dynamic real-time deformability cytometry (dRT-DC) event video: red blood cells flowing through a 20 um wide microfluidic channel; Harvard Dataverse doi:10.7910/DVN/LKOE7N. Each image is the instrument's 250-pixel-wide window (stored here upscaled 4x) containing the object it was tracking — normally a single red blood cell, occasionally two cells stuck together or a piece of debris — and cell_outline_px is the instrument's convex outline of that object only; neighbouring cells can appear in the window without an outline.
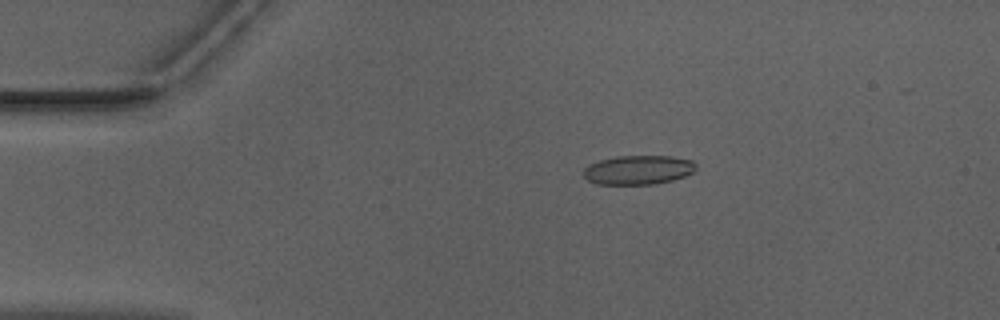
{"species": "Egyptian fruit bat (a non-hibernating species)", "species_latin": "Rousettus aegyptiacus", "temperature_condition": "warm", "stored_images_in_passage": 40, "camera_frame_rate_fps": 3000, "um_per_image_px": 0.085, "animal": {"sex": "male"}, "frame": {"image": 1, "passage_image": 1, "time_ms": 0.0, "image_size_px": [1000, 320], "cell_outline_px": [[696, 168], [692, 172], [684, 176], [672, 180], [652, 184], [596, 184], [588, 180], [584, 176], [584, 168], [588, 164], [600, 160], [616, 156], [672, 156], [692, 160], [696, 164]], "centroid_in_image_um": [54.24, 14.43], "position_along_channel_um": 30.8, "area_um2": 19.07}}
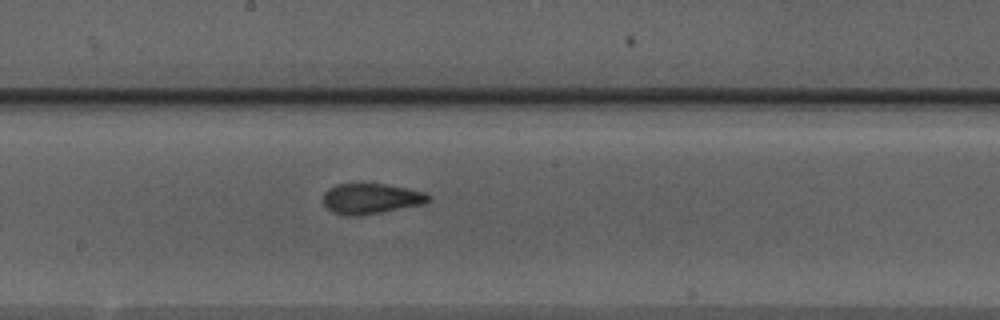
{"frame": {"image": 2, "passage_image": 19, "time_ms": 6.0, "image_size_px": [1000, 320], "cell_outline_px": [[432, 196], [428, 200], [420, 204], [360, 216], [344, 216], [332, 212], [324, 204], [324, 192], [328, 188], [336, 184], [384, 184], [408, 188], [424, 192]], "centroid_in_image_um": [31.49, 16.88], "position_along_channel_um": 216.7, "area_um2": 18.5}}
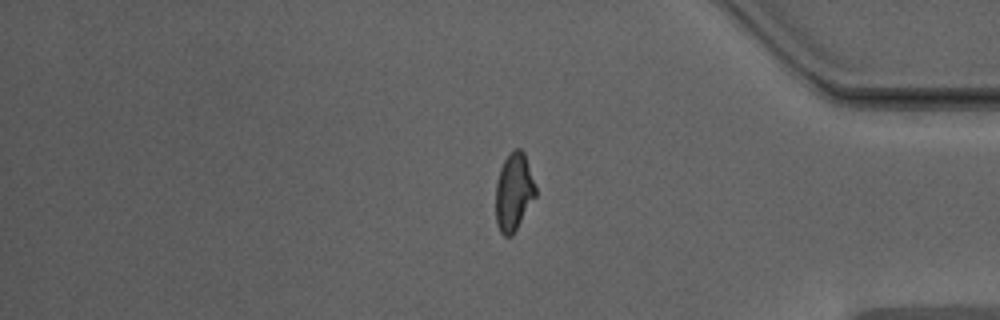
{"frame": {"image": 3, "passage_image": 34, "time_ms": 11.0, "image_size_px": [1000, 320], "cell_outline_px": [[536, 196], [512, 236], [504, 236], [500, 232], [496, 224], [496, 184], [500, 168], [504, 160], [516, 148], [520, 148], [524, 152], [536, 188]], "centroid_in_image_um": [43.66, 16.34], "position_along_channel_um": 391.5, "area_um2": 17.92}, "authors_computed_cell_mechanics": {"area_um2": 18.7561, "velocity_mm_per_s": 3.9871, "shape_relaxation_time_tau1_ms": null, "shape_relaxation_time_tau2_ms": 1.2525, "deformation_change_tau1": null, "deformation_change_tau2": 0.0631}}